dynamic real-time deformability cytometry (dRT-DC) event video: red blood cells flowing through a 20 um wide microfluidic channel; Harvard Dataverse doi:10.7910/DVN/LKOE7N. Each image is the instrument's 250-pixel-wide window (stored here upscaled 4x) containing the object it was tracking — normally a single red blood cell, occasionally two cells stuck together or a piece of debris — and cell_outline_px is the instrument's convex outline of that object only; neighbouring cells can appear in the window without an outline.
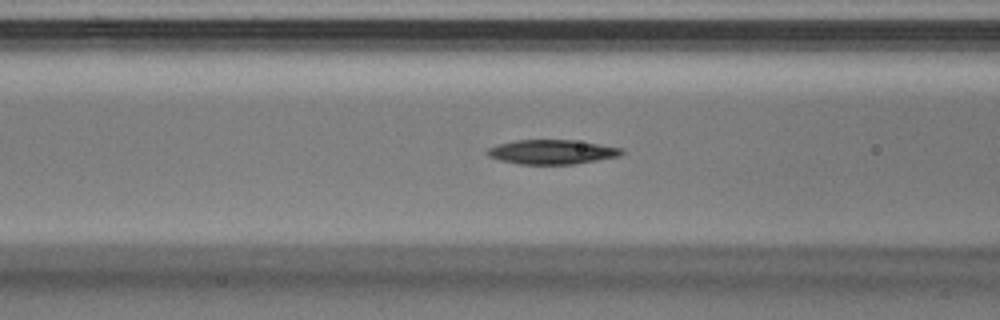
{"species": "Egyptian fruit bat (a non-hibernating species)", "species_latin": "Rousettus aegyptiacus", "temperature_condition": "warm", "stored_images_in_passage": 29, "camera_frame_rate_fps": 3000, "um_per_image_px": 0.085, "animal": {"sex": "male"}, "frame": {"image": 1, "passage_image": 5, "time_ms": 1.333, "image_size_px": [1000, 320], "cell_outline_px": [[624, 152], [620, 156], [572, 164], [520, 164], [500, 160], [488, 156], [484, 152], [488, 148], [496, 144], [516, 140], [572, 140], [624, 148]], "centroid_in_image_um": [46.88, 12.91], "position_along_channel_um": 119.7, "area_um2": 19.07}}
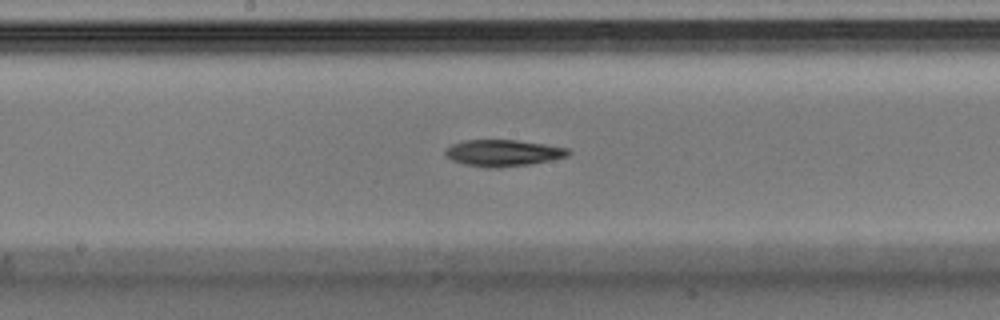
{"frame": {"image": 2, "passage_image": 10, "time_ms": 3.0, "image_size_px": [1000, 320], "cell_outline_px": [[572, 152], [568, 156], [552, 160], [532, 164], [496, 168], [488, 168], [464, 164], [452, 160], [444, 152], [452, 144], [464, 140], [516, 140], [544, 144], [568, 148]], "centroid_in_image_um": [42.8, 13.01], "position_along_channel_um": 205.4, "area_um2": 19.02}}
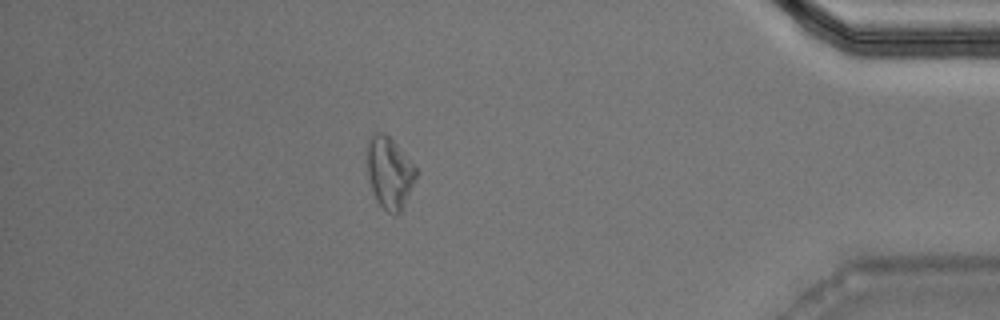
{"frame": {"image": 3, "passage_image": 24, "time_ms": 7.667, "image_size_px": [1000, 320], "cell_outline_px": [[420, 172], [400, 212], [396, 216], [388, 212], [376, 200], [368, 176], [368, 140], [372, 132], [384, 132], [396, 144]], "centroid_in_image_um": [33.13, 14.67], "position_along_channel_um": 402.1, "area_um2": 20.29}}